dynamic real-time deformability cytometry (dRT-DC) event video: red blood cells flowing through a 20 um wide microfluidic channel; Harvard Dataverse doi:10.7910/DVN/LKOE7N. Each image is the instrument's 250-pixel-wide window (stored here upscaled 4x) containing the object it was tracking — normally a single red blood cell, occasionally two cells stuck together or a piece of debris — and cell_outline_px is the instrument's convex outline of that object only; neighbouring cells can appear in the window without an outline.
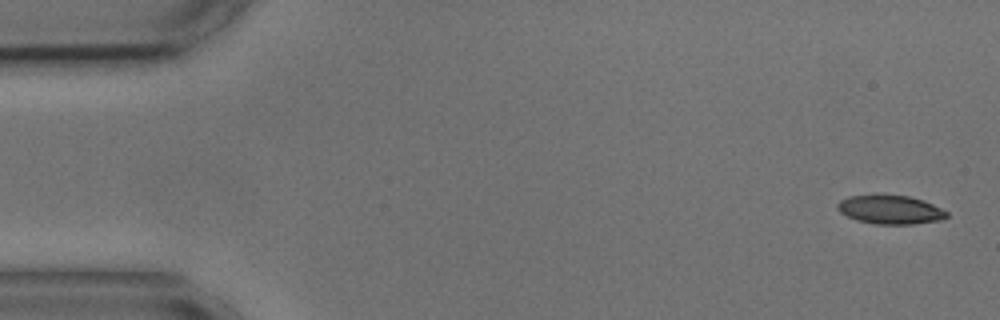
{"species": "common noctule bat (a hibernating species)", "species_latin": "Nyctalus noctula", "temperature_condition": "cold", "stored_images_in_passage": 8, "camera_frame_rate_fps": 3000, "um_per_image_px": 0.085, "animal": {"sex": "male", "body_mass_g": 17.9, "forearm_length_mm": 54.2}, "frame": {"image": 1, "passage_image": 1, "time_ms": 0.0, "image_size_px": [1000, 320], "cell_outline_px": [[948, 216], [940, 220], [912, 224], [876, 224], [856, 220], [840, 212], [836, 208], [836, 204], [840, 200], [848, 196], [908, 196], [924, 200], [948, 212]], "centroid_in_image_um": [75.66, 17.83], "position_along_channel_um": 9.3, "area_um2": 18.03}}